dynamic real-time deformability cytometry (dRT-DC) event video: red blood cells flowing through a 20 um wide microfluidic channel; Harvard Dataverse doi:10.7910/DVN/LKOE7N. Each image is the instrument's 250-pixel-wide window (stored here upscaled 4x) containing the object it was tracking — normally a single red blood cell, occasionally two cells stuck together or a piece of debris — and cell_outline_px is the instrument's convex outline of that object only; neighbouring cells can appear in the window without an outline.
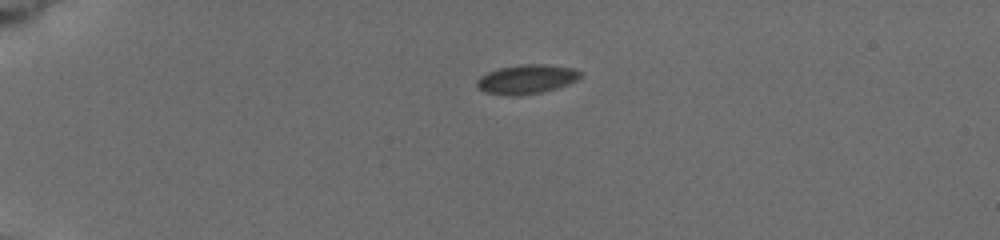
{"species": "common noctule bat (a hibernating species)", "species_latin": "Nyctalus noctula", "temperature_condition": "cold", "stored_images_in_passage": 4, "camera_frame_rate_fps": 3000, "um_per_image_px": 0.085, "animal": {"sex": "female", "body_mass_g": 19.5, "forearm_length_mm": 54.1}, "frame": {"image": 1, "passage_image": 1, "time_ms": 0.0, "image_size_px": [1000, 240], "cell_outline_px": [[580, 76], [576, 80], [568, 84], [556, 88], [540, 92], [512, 96], [508, 96], [484, 92], [476, 84], [476, 80], [480, 76], [488, 72], [500, 68], [520, 64], [544, 64], [572, 68], [580, 72]], "centroid_in_image_um": [44.72, 6.73], "position_along_channel_um": 40.3, "area_um2": 17.4}}
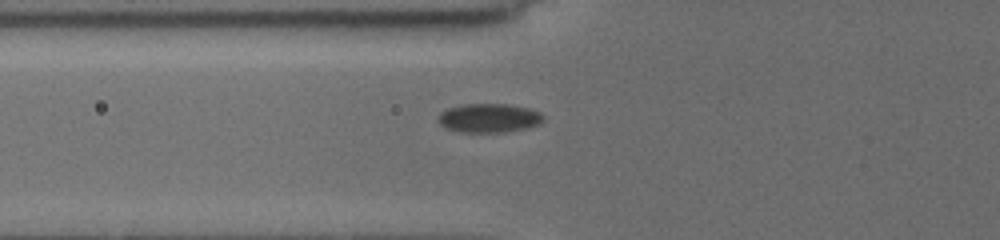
{"frame": {"image": 2, "passage_image": 4, "time_ms": 2.667, "image_size_px": [1000, 240], "cell_outline_px": [[544, 120], [540, 124], [524, 128], [504, 132], [460, 132], [444, 128], [440, 124], [440, 112], [448, 108], [464, 104], [508, 104], [532, 108], [540, 112], [544, 116]], "centroid_in_image_um": [41.6, 10.02], "position_along_channel_um": 84.2, "area_um2": 17.8}}